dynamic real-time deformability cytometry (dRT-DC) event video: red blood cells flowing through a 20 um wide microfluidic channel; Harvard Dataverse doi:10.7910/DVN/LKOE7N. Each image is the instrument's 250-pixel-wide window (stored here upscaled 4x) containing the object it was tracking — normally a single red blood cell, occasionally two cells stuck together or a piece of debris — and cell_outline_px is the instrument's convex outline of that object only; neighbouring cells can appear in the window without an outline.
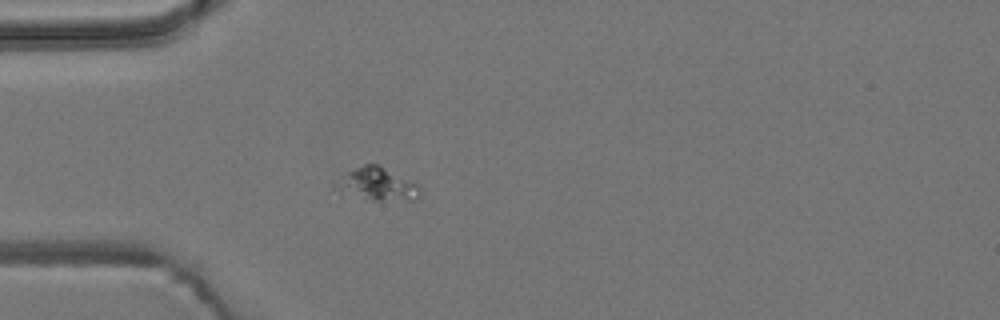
{"species": "common noctule bat (a hibernating species)", "species_latin": "Nyctalus noctula", "temperature_condition": "room temperature", "stored_images_in_passage": 40, "camera_frame_rate_fps": 3000, "um_per_image_px": 0.085, "animal": {"sex": "male", "body_mass_g": 19.2, "forearm_length_mm": 51.8}, "frame": {"image": 1, "passage_image": 1, "time_ms": 0.0, "image_size_px": [1000, 320], "cell_outline_px": [[420, 196], [412, 200], [368, 200], [340, 196], [332, 188], [332, 184], [336, 180], [348, 172], [364, 164], [380, 164], [416, 180], [420, 184]], "centroid_in_image_um": [32.02, 15.67], "position_along_channel_um": 53.0, "area_um2": 17.28}}
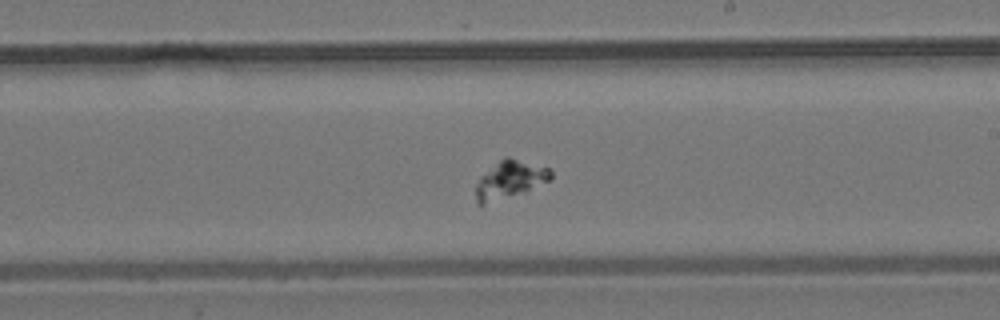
{"frame": {"image": 2, "passage_image": 17, "time_ms": 5.333, "image_size_px": [1000, 320], "cell_outline_px": [[552, 176], [548, 180], [524, 192], [484, 204], [476, 204], [476, 184], [480, 176], [504, 156], [508, 156], [548, 168], [552, 172]], "centroid_in_image_um": [43.3, 15.25], "position_along_channel_um": 245.7, "area_um2": 16.18}}
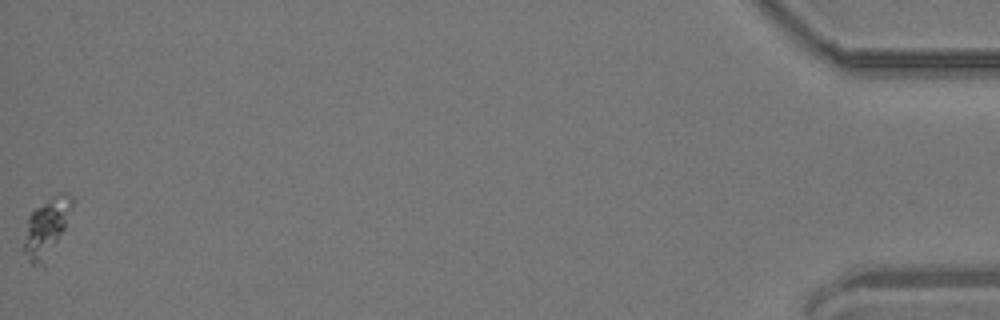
{"frame": {"image": 3, "passage_image": 40, "time_ms": 13.0, "image_size_px": [1000, 320], "cell_outline_px": [[72, 204], [64, 228], [44, 268], [32, 264], [28, 260], [24, 252], [24, 244], [28, 216], [36, 208], [52, 196], [60, 192], [64, 192], [72, 196]], "centroid_in_image_um": [3.93, 19.38], "position_along_channel_um": 431.3, "area_um2": 16.13}}